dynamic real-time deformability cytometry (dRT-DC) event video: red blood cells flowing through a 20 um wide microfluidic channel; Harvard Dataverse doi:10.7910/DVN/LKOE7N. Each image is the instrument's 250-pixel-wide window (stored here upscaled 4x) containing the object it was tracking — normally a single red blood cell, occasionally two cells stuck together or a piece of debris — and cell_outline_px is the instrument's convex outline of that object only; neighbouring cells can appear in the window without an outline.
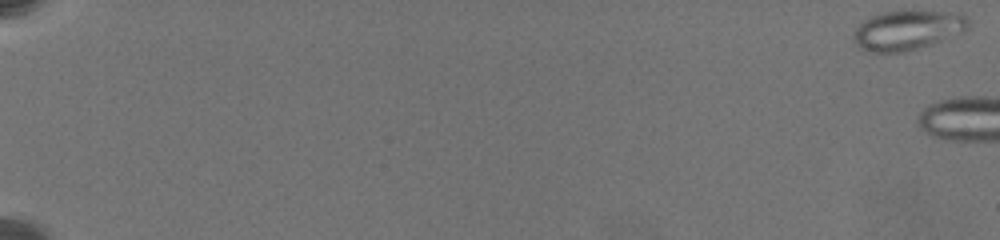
{"species": "common noctule bat (a hibernating species)", "species_latin": "Nyctalus noctula", "temperature_condition": "warm", "stored_images_in_passage": 48, "camera_frame_rate_fps": 3000, "um_per_image_px": 0.085, "animal": {"sex": "female", "body_mass_g": 19.5, "forearm_length_mm": 54.1}, "frame": {"image": 1, "passage_image": 1, "time_ms": 0.0, "image_size_px": [1000, 240], "cell_outline_px": [[968, 28], [964, 32], [932, 44], [904, 52], [868, 52], [860, 48], [856, 44], [852, 36], [856, 28], [864, 20], [880, 12], [944, 12], [964, 16], [968, 20]], "centroid_in_image_um": [77.09, 2.59], "position_along_channel_um": 7.9, "area_um2": 26.01}}